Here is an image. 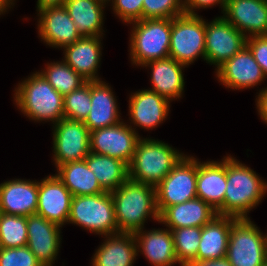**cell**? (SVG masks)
<instances>
[{"instance_id":"18","label":"cell","mask_w":267,"mask_h":266,"mask_svg":"<svg viewBox=\"0 0 267 266\" xmlns=\"http://www.w3.org/2000/svg\"><path fill=\"white\" fill-rule=\"evenodd\" d=\"M171 102L151 89L131 93L129 98L130 127L137 133L136 127L152 130L166 120Z\"/></svg>"},{"instance_id":"44","label":"cell","mask_w":267,"mask_h":266,"mask_svg":"<svg viewBox=\"0 0 267 266\" xmlns=\"http://www.w3.org/2000/svg\"><path fill=\"white\" fill-rule=\"evenodd\" d=\"M98 1L102 2L103 4H108L109 1H110V3H111V0H98ZM112 1H113V0H112ZM106 2H107V3H106Z\"/></svg>"},{"instance_id":"36","label":"cell","mask_w":267,"mask_h":266,"mask_svg":"<svg viewBox=\"0 0 267 266\" xmlns=\"http://www.w3.org/2000/svg\"><path fill=\"white\" fill-rule=\"evenodd\" d=\"M0 266H43L27 246L0 247Z\"/></svg>"},{"instance_id":"28","label":"cell","mask_w":267,"mask_h":266,"mask_svg":"<svg viewBox=\"0 0 267 266\" xmlns=\"http://www.w3.org/2000/svg\"><path fill=\"white\" fill-rule=\"evenodd\" d=\"M83 36H103L104 8L98 0H65L63 5Z\"/></svg>"},{"instance_id":"11","label":"cell","mask_w":267,"mask_h":266,"mask_svg":"<svg viewBox=\"0 0 267 266\" xmlns=\"http://www.w3.org/2000/svg\"><path fill=\"white\" fill-rule=\"evenodd\" d=\"M247 37L223 16L205 21V61L216 66L232 58L246 46Z\"/></svg>"},{"instance_id":"13","label":"cell","mask_w":267,"mask_h":266,"mask_svg":"<svg viewBox=\"0 0 267 266\" xmlns=\"http://www.w3.org/2000/svg\"><path fill=\"white\" fill-rule=\"evenodd\" d=\"M215 71L218 81L232 90L250 89L266 80L261 67L247 46Z\"/></svg>"},{"instance_id":"4","label":"cell","mask_w":267,"mask_h":266,"mask_svg":"<svg viewBox=\"0 0 267 266\" xmlns=\"http://www.w3.org/2000/svg\"><path fill=\"white\" fill-rule=\"evenodd\" d=\"M161 140L140 138L129 164V179L156 187L185 155Z\"/></svg>"},{"instance_id":"6","label":"cell","mask_w":267,"mask_h":266,"mask_svg":"<svg viewBox=\"0 0 267 266\" xmlns=\"http://www.w3.org/2000/svg\"><path fill=\"white\" fill-rule=\"evenodd\" d=\"M69 223L103 237L118 234L111 193L72 196Z\"/></svg>"},{"instance_id":"25","label":"cell","mask_w":267,"mask_h":266,"mask_svg":"<svg viewBox=\"0 0 267 266\" xmlns=\"http://www.w3.org/2000/svg\"><path fill=\"white\" fill-rule=\"evenodd\" d=\"M215 216V209L200 198H195L167 207L159 215V223L165 224L169 229L203 227Z\"/></svg>"},{"instance_id":"24","label":"cell","mask_w":267,"mask_h":266,"mask_svg":"<svg viewBox=\"0 0 267 266\" xmlns=\"http://www.w3.org/2000/svg\"><path fill=\"white\" fill-rule=\"evenodd\" d=\"M226 183V156L220 162L197 160V198L217 210L223 204Z\"/></svg>"},{"instance_id":"15","label":"cell","mask_w":267,"mask_h":266,"mask_svg":"<svg viewBox=\"0 0 267 266\" xmlns=\"http://www.w3.org/2000/svg\"><path fill=\"white\" fill-rule=\"evenodd\" d=\"M72 194L56 175L38 181L36 214L62 227L70 215Z\"/></svg>"},{"instance_id":"37","label":"cell","mask_w":267,"mask_h":266,"mask_svg":"<svg viewBox=\"0 0 267 266\" xmlns=\"http://www.w3.org/2000/svg\"><path fill=\"white\" fill-rule=\"evenodd\" d=\"M111 6L115 16L130 24L142 19L143 0H113Z\"/></svg>"},{"instance_id":"3","label":"cell","mask_w":267,"mask_h":266,"mask_svg":"<svg viewBox=\"0 0 267 266\" xmlns=\"http://www.w3.org/2000/svg\"><path fill=\"white\" fill-rule=\"evenodd\" d=\"M13 98L24 116L34 122L52 121L54 125L64 118V96L37 71L17 85Z\"/></svg>"},{"instance_id":"1","label":"cell","mask_w":267,"mask_h":266,"mask_svg":"<svg viewBox=\"0 0 267 266\" xmlns=\"http://www.w3.org/2000/svg\"><path fill=\"white\" fill-rule=\"evenodd\" d=\"M226 180L224 201L216 210L217 215L250 218L249 212L266 195L267 182L231 155L226 156Z\"/></svg>"},{"instance_id":"29","label":"cell","mask_w":267,"mask_h":266,"mask_svg":"<svg viewBox=\"0 0 267 266\" xmlns=\"http://www.w3.org/2000/svg\"><path fill=\"white\" fill-rule=\"evenodd\" d=\"M56 169L55 175L72 196L95 195L105 192L85 160L64 163Z\"/></svg>"},{"instance_id":"5","label":"cell","mask_w":267,"mask_h":266,"mask_svg":"<svg viewBox=\"0 0 267 266\" xmlns=\"http://www.w3.org/2000/svg\"><path fill=\"white\" fill-rule=\"evenodd\" d=\"M130 57L132 64L141 66L149 61L169 57L171 19H141L130 23Z\"/></svg>"},{"instance_id":"27","label":"cell","mask_w":267,"mask_h":266,"mask_svg":"<svg viewBox=\"0 0 267 266\" xmlns=\"http://www.w3.org/2000/svg\"><path fill=\"white\" fill-rule=\"evenodd\" d=\"M236 219L230 216L217 215L202 227L197 261L217 260L226 257L231 226Z\"/></svg>"},{"instance_id":"32","label":"cell","mask_w":267,"mask_h":266,"mask_svg":"<svg viewBox=\"0 0 267 266\" xmlns=\"http://www.w3.org/2000/svg\"><path fill=\"white\" fill-rule=\"evenodd\" d=\"M173 236L176 258L180 266L197 262L202 227H182L170 229Z\"/></svg>"},{"instance_id":"33","label":"cell","mask_w":267,"mask_h":266,"mask_svg":"<svg viewBox=\"0 0 267 266\" xmlns=\"http://www.w3.org/2000/svg\"><path fill=\"white\" fill-rule=\"evenodd\" d=\"M27 217L2 213L0 217V247L27 246Z\"/></svg>"},{"instance_id":"21","label":"cell","mask_w":267,"mask_h":266,"mask_svg":"<svg viewBox=\"0 0 267 266\" xmlns=\"http://www.w3.org/2000/svg\"><path fill=\"white\" fill-rule=\"evenodd\" d=\"M137 252H140L153 266H174L178 263L171 230H139L134 233Z\"/></svg>"},{"instance_id":"40","label":"cell","mask_w":267,"mask_h":266,"mask_svg":"<svg viewBox=\"0 0 267 266\" xmlns=\"http://www.w3.org/2000/svg\"><path fill=\"white\" fill-rule=\"evenodd\" d=\"M260 90L256 99L257 111L261 120L267 124V87Z\"/></svg>"},{"instance_id":"7","label":"cell","mask_w":267,"mask_h":266,"mask_svg":"<svg viewBox=\"0 0 267 266\" xmlns=\"http://www.w3.org/2000/svg\"><path fill=\"white\" fill-rule=\"evenodd\" d=\"M250 218L236 219L230 230L226 259L232 266H263L267 236Z\"/></svg>"},{"instance_id":"42","label":"cell","mask_w":267,"mask_h":266,"mask_svg":"<svg viewBox=\"0 0 267 266\" xmlns=\"http://www.w3.org/2000/svg\"><path fill=\"white\" fill-rule=\"evenodd\" d=\"M65 0H37V10L40 11L46 8L63 6Z\"/></svg>"},{"instance_id":"41","label":"cell","mask_w":267,"mask_h":266,"mask_svg":"<svg viewBox=\"0 0 267 266\" xmlns=\"http://www.w3.org/2000/svg\"><path fill=\"white\" fill-rule=\"evenodd\" d=\"M189 266H232L226 258L204 260L191 263Z\"/></svg>"},{"instance_id":"19","label":"cell","mask_w":267,"mask_h":266,"mask_svg":"<svg viewBox=\"0 0 267 266\" xmlns=\"http://www.w3.org/2000/svg\"><path fill=\"white\" fill-rule=\"evenodd\" d=\"M103 36H83L64 47V61L87 82L101 81L98 68L101 63Z\"/></svg>"},{"instance_id":"30","label":"cell","mask_w":267,"mask_h":266,"mask_svg":"<svg viewBox=\"0 0 267 266\" xmlns=\"http://www.w3.org/2000/svg\"><path fill=\"white\" fill-rule=\"evenodd\" d=\"M84 160L105 192L116 190L129 179L128 165L119 159L90 152Z\"/></svg>"},{"instance_id":"35","label":"cell","mask_w":267,"mask_h":266,"mask_svg":"<svg viewBox=\"0 0 267 266\" xmlns=\"http://www.w3.org/2000/svg\"><path fill=\"white\" fill-rule=\"evenodd\" d=\"M183 14V0H143L142 19H173Z\"/></svg>"},{"instance_id":"12","label":"cell","mask_w":267,"mask_h":266,"mask_svg":"<svg viewBox=\"0 0 267 266\" xmlns=\"http://www.w3.org/2000/svg\"><path fill=\"white\" fill-rule=\"evenodd\" d=\"M140 138L129 123L121 121L90 131V152L119 159L129 166Z\"/></svg>"},{"instance_id":"9","label":"cell","mask_w":267,"mask_h":266,"mask_svg":"<svg viewBox=\"0 0 267 266\" xmlns=\"http://www.w3.org/2000/svg\"><path fill=\"white\" fill-rule=\"evenodd\" d=\"M196 182L197 159L184 155L155 187L159 215L167 207L197 198Z\"/></svg>"},{"instance_id":"34","label":"cell","mask_w":267,"mask_h":266,"mask_svg":"<svg viewBox=\"0 0 267 266\" xmlns=\"http://www.w3.org/2000/svg\"><path fill=\"white\" fill-rule=\"evenodd\" d=\"M91 109V82L64 96V118L85 121Z\"/></svg>"},{"instance_id":"38","label":"cell","mask_w":267,"mask_h":266,"mask_svg":"<svg viewBox=\"0 0 267 266\" xmlns=\"http://www.w3.org/2000/svg\"><path fill=\"white\" fill-rule=\"evenodd\" d=\"M246 46L252 52L254 59L267 78V36H251L246 40Z\"/></svg>"},{"instance_id":"22","label":"cell","mask_w":267,"mask_h":266,"mask_svg":"<svg viewBox=\"0 0 267 266\" xmlns=\"http://www.w3.org/2000/svg\"><path fill=\"white\" fill-rule=\"evenodd\" d=\"M113 93L105 81L91 82V109L84 121L89 131L113 126L123 120Z\"/></svg>"},{"instance_id":"16","label":"cell","mask_w":267,"mask_h":266,"mask_svg":"<svg viewBox=\"0 0 267 266\" xmlns=\"http://www.w3.org/2000/svg\"><path fill=\"white\" fill-rule=\"evenodd\" d=\"M223 13L247 38L267 36V0H227Z\"/></svg>"},{"instance_id":"31","label":"cell","mask_w":267,"mask_h":266,"mask_svg":"<svg viewBox=\"0 0 267 266\" xmlns=\"http://www.w3.org/2000/svg\"><path fill=\"white\" fill-rule=\"evenodd\" d=\"M49 84L62 96L79 89L87 81L76 73L63 59L58 62H48L45 69L39 72Z\"/></svg>"},{"instance_id":"2","label":"cell","mask_w":267,"mask_h":266,"mask_svg":"<svg viewBox=\"0 0 267 266\" xmlns=\"http://www.w3.org/2000/svg\"><path fill=\"white\" fill-rule=\"evenodd\" d=\"M110 193L114 202L118 233H135L144 229L148 217L159 223L154 186L128 179Z\"/></svg>"},{"instance_id":"26","label":"cell","mask_w":267,"mask_h":266,"mask_svg":"<svg viewBox=\"0 0 267 266\" xmlns=\"http://www.w3.org/2000/svg\"><path fill=\"white\" fill-rule=\"evenodd\" d=\"M105 238L92 256V266H133L138 255L134 233H118Z\"/></svg>"},{"instance_id":"8","label":"cell","mask_w":267,"mask_h":266,"mask_svg":"<svg viewBox=\"0 0 267 266\" xmlns=\"http://www.w3.org/2000/svg\"><path fill=\"white\" fill-rule=\"evenodd\" d=\"M201 56L205 61V19L190 14L171 19L169 57L188 67Z\"/></svg>"},{"instance_id":"23","label":"cell","mask_w":267,"mask_h":266,"mask_svg":"<svg viewBox=\"0 0 267 266\" xmlns=\"http://www.w3.org/2000/svg\"><path fill=\"white\" fill-rule=\"evenodd\" d=\"M151 69V84L149 88L157 94L167 98L170 102L180 99L184 92L183 64L168 57L165 59L149 61L142 65Z\"/></svg>"},{"instance_id":"43","label":"cell","mask_w":267,"mask_h":266,"mask_svg":"<svg viewBox=\"0 0 267 266\" xmlns=\"http://www.w3.org/2000/svg\"><path fill=\"white\" fill-rule=\"evenodd\" d=\"M16 0H0V15L6 14L9 8H13L12 6L15 4Z\"/></svg>"},{"instance_id":"20","label":"cell","mask_w":267,"mask_h":266,"mask_svg":"<svg viewBox=\"0 0 267 266\" xmlns=\"http://www.w3.org/2000/svg\"><path fill=\"white\" fill-rule=\"evenodd\" d=\"M38 181L13 179L0 184V211L8 215L28 217L36 214Z\"/></svg>"},{"instance_id":"14","label":"cell","mask_w":267,"mask_h":266,"mask_svg":"<svg viewBox=\"0 0 267 266\" xmlns=\"http://www.w3.org/2000/svg\"><path fill=\"white\" fill-rule=\"evenodd\" d=\"M60 226L38 214L27 217V247L43 266H53L61 245Z\"/></svg>"},{"instance_id":"39","label":"cell","mask_w":267,"mask_h":266,"mask_svg":"<svg viewBox=\"0 0 267 266\" xmlns=\"http://www.w3.org/2000/svg\"><path fill=\"white\" fill-rule=\"evenodd\" d=\"M227 0H183L185 14L198 15L196 9H205L220 4L222 14L226 6Z\"/></svg>"},{"instance_id":"17","label":"cell","mask_w":267,"mask_h":266,"mask_svg":"<svg viewBox=\"0 0 267 266\" xmlns=\"http://www.w3.org/2000/svg\"><path fill=\"white\" fill-rule=\"evenodd\" d=\"M38 12V34L47 45L63 49L82 36L64 6Z\"/></svg>"},{"instance_id":"10","label":"cell","mask_w":267,"mask_h":266,"mask_svg":"<svg viewBox=\"0 0 267 266\" xmlns=\"http://www.w3.org/2000/svg\"><path fill=\"white\" fill-rule=\"evenodd\" d=\"M53 161L56 168L64 163L82 161L90 153V131L83 121L62 118L52 125Z\"/></svg>"}]
</instances>
